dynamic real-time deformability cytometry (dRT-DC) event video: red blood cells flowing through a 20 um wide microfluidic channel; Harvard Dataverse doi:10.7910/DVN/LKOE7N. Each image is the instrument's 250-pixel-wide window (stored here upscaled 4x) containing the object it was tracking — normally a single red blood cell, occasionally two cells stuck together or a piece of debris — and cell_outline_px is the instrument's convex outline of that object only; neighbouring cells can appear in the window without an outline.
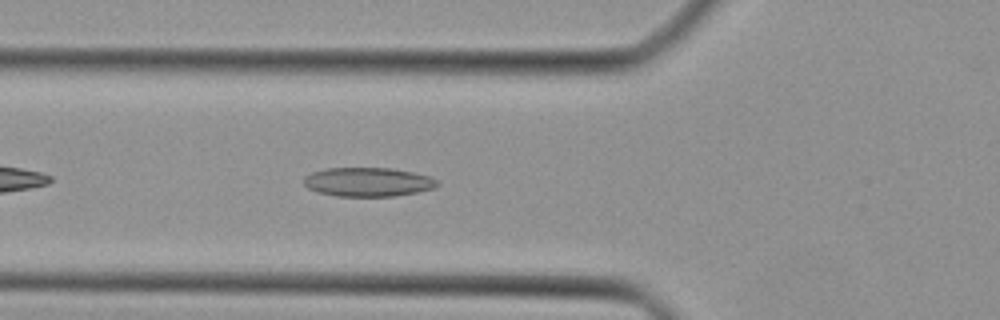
{"species": "Egyptian fruit bat (a non-hibernating species)", "species_latin": "Rousettus aegyptiacus", "temperature_condition": "cold", "stored_images_in_passage": 17, "camera_frame_rate_fps": 3000, "um_per_image_px": 0.085, "animal": {"sex": "female"}, "frame": {"image": 1, "passage_image": 5, "time_ms": 1.333, "image_size_px": [1000, 320], "cell_outline_px": [[440, 184], [432, 188], [416, 192], [392, 196], [336, 196], [316, 192], [308, 188], [304, 184], [304, 176], [312, 172], [324, 168], [388, 168], [412, 172], [428, 176], [436, 180]], "centroid_in_image_um": [31.22, 15.47], "position_along_channel_um": 94.6, "area_um2": 22.43}}
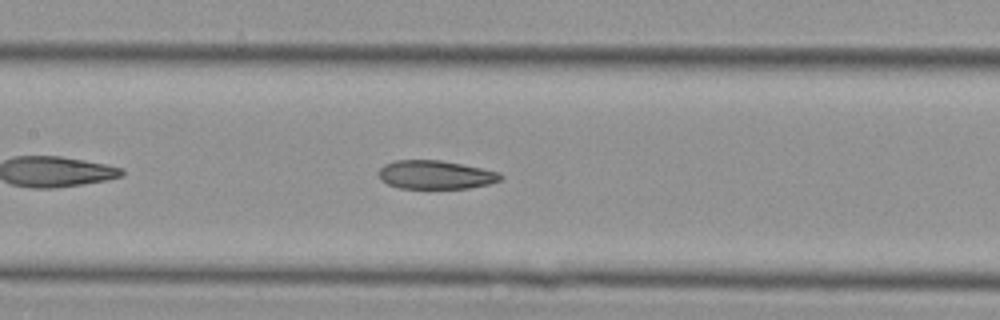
{"frame": {"image": 2, "passage_image": 10, "time_ms": 3.0, "image_size_px": [1000, 320], "cell_outline_px": [[504, 176], [500, 180], [488, 184], [468, 188], [400, 188], [388, 184], [380, 180], [380, 168], [384, 164], [396, 160], [440, 160], [500, 172]], "centroid_in_image_um": [37.02, 14.85], "position_along_channel_um": 170.4, "area_um2": 20.11}}
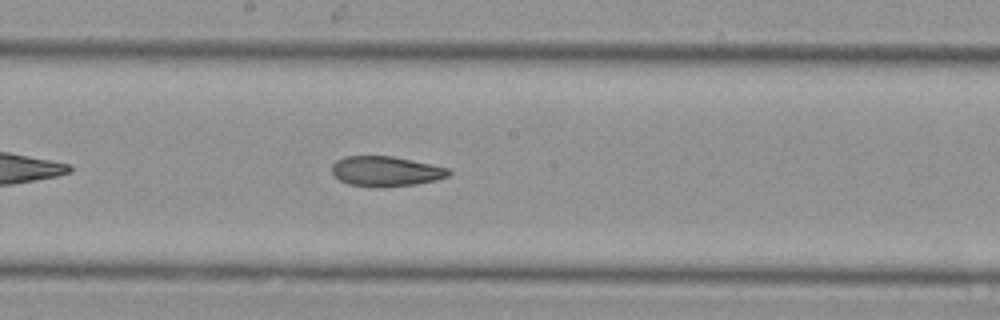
{"frame": {"image": 3, "passage_image": 13, "time_ms": 4.0, "image_size_px": [1000, 320], "cell_outline_px": [[452, 172], [448, 176], [436, 180], [416, 184], [348, 184], [332, 176], [332, 164], [336, 160], [344, 156], [392, 156], [432, 164], [448, 168]], "centroid_in_image_um": [32.79, 14.5], "position_along_channel_um": 215.4, "area_um2": 19.71}}